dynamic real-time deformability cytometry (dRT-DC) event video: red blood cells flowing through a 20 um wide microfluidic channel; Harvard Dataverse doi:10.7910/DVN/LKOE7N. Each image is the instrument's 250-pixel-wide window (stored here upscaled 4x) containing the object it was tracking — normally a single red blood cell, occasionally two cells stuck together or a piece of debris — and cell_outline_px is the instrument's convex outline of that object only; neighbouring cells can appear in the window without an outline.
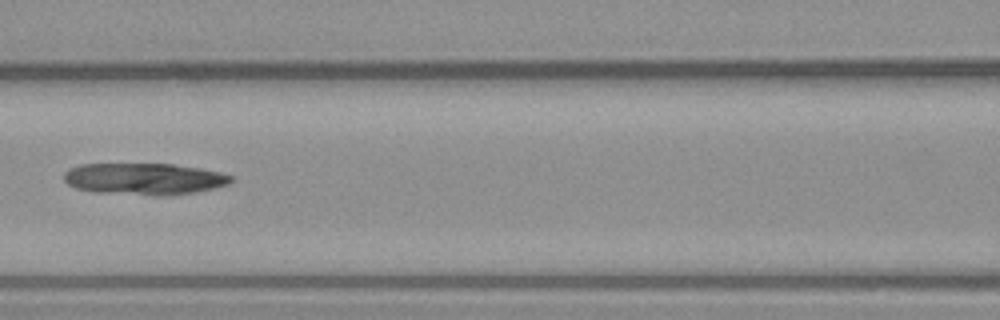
{"species": "common noctule bat (a hibernating species)", "species_latin": "Nyctalus noctula", "temperature_condition": "warm", "stored_images_in_passage": 6, "camera_frame_rate_fps": 3000, "um_per_image_px": 0.085, "animal": {"sex": "male", "body_mass_g": 23.1, "forearm_length_mm": 52.7}, "frame": {"image": 1, "passage_image": 6, "time_ms": 7.0, "image_size_px": [1000, 320], "cell_outline_px": [[232, 180], [228, 184], [196, 192], [92, 192], [76, 188], [68, 184], [64, 180], [64, 172], [68, 168], [80, 164], [172, 164], [200, 168], [220, 172], [232, 176]], "centroid_in_image_um": [12.19, 15.14], "position_along_channel_um": 154.4, "area_um2": 29.42}}